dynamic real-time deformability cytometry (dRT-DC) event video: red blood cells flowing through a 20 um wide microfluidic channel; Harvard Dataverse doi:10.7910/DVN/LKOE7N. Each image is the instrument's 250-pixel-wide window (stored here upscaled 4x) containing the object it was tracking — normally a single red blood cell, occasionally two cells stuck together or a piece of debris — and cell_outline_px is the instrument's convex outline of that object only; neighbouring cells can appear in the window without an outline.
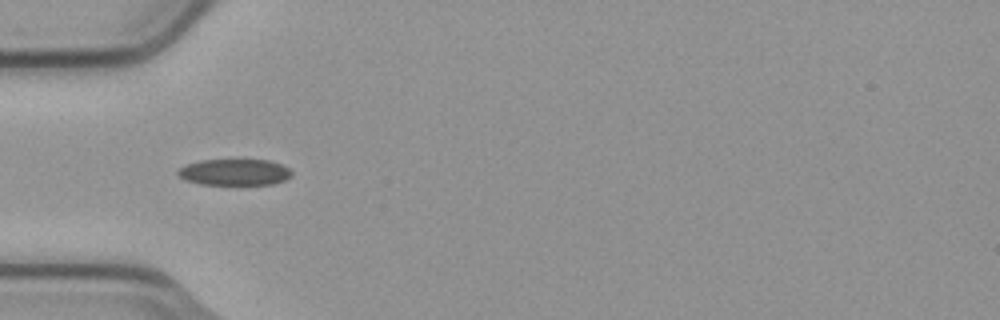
{"species": "common noctule bat (a hibernating species)", "species_latin": "Nyctalus noctula", "temperature_condition": "cold", "stored_images_in_passage": 6, "camera_frame_rate_fps": 3000, "um_per_image_px": 0.085, "animal": {"sex": "male", "body_mass_g": 23.1, "forearm_length_mm": 52.7}, "frame": {"image": 1, "passage_image": 4, "time_ms": 1.0, "image_size_px": [1000, 320], "cell_outline_px": [[292, 176], [284, 180], [272, 184], [200, 184], [184, 180], [176, 172], [180, 168], [188, 164], [200, 160], [268, 160], [280, 164], [288, 168], [292, 172]], "centroid_in_image_um": [19.93, 14.63], "position_along_channel_um": 65.1, "area_um2": 17.28}}
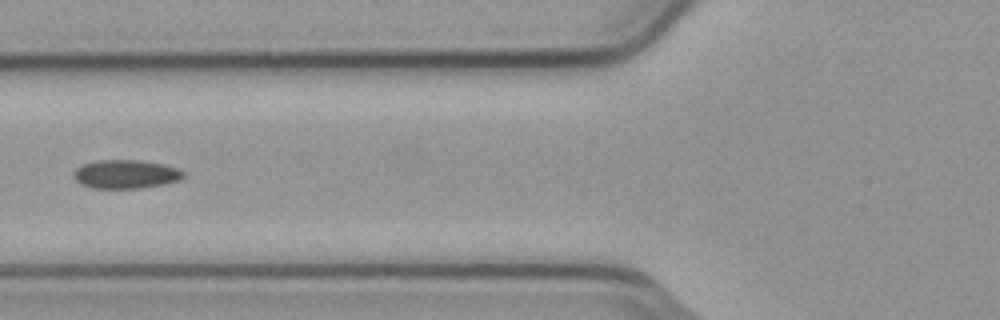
{"frame": {"image": 2, "passage_image": 5, "time_ms": 1.333, "image_size_px": [1000, 320], "cell_outline_px": [[184, 176], [180, 180], [164, 184], [140, 188], [92, 188], [80, 184], [72, 176], [72, 172], [76, 168], [84, 164], [96, 160], [140, 160], [164, 164], [176, 168], [184, 172]], "centroid_in_image_um": [10.66, 14.8], "position_along_channel_um": 115.1, "area_um2": 18.44}}
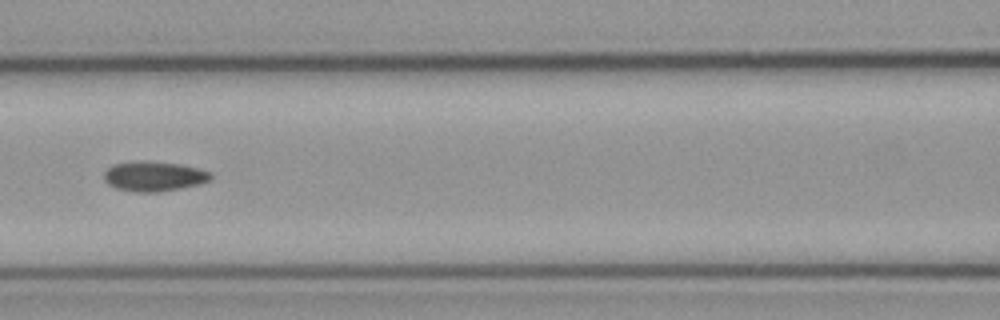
{"frame": {"image": 3, "passage_image": 6, "time_ms": 1.667, "image_size_px": [1000, 320], "cell_outline_px": [[212, 176], [208, 180], [200, 184], [180, 188], [156, 192], [136, 192], [116, 188], [108, 184], [104, 180], [104, 172], [112, 164], [140, 160], [144, 160], [180, 164], [212, 172]], "centroid_in_image_um": [13.05, 14.97], "position_along_channel_um": 153.5, "area_um2": 18.61}}